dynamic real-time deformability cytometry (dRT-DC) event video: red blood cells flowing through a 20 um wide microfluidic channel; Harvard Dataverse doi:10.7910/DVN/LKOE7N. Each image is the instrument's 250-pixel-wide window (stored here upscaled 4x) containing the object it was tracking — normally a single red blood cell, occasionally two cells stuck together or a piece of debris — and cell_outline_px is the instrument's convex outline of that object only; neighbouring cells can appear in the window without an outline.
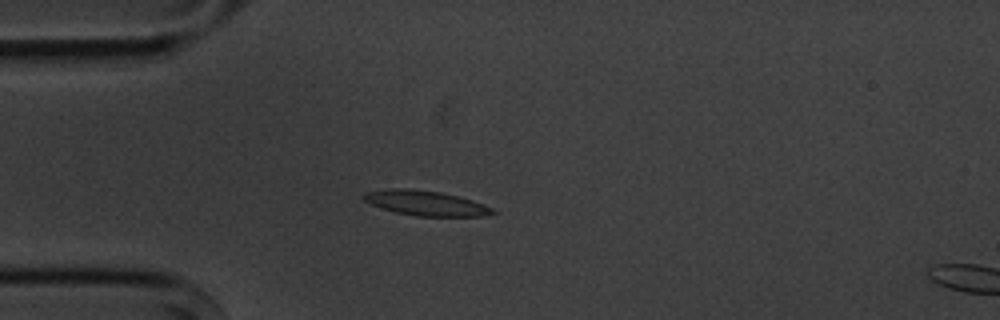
{"species": "common noctule bat (a hibernating species)", "species_latin": "Nyctalus noctula", "temperature_condition": "cold", "stored_images_in_passage": 6, "camera_frame_rate_fps": 3000, "um_per_image_px": 0.085, "animal": {"sex": "male", "body_mass_g": 20.1, "forearm_length_mm": 53.5}, "frame": {"image": 1, "passage_image": 5, "time_ms": 4.667, "image_size_px": [1000, 320], "cell_outline_px": [[496, 212], [484, 216], [416, 216], [396, 212], [372, 204], [364, 200], [360, 196], [364, 192], [392, 188], [408, 188], [440, 192], [472, 200], [484, 204], [492, 208]], "centroid_in_image_um": [36.17, 17.26], "position_along_channel_um": 48.8, "area_um2": 18.55}}